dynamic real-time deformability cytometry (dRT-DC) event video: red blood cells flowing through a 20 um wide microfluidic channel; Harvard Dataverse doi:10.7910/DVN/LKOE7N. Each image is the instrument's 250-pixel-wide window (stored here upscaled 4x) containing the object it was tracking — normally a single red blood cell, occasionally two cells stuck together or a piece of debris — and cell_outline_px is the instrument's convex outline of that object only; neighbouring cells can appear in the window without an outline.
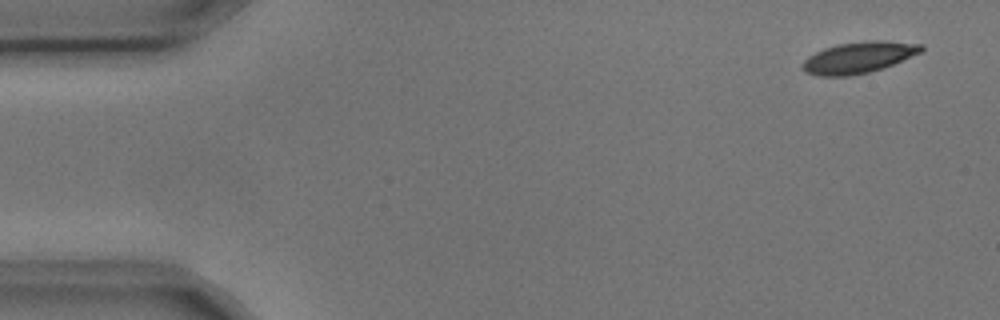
{"species": "common noctule bat (a hibernating species)", "species_latin": "Nyctalus noctula", "temperature_condition": "cold", "stored_images_in_passage": 7, "camera_frame_rate_fps": 3000, "um_per_image_px": 0.085, "animal": {"sex": "male", "body_mass_g": 17.9, "forearm_length_mm": 54.2}, "frame": {"image": 1, "passage_image": 1, "time_ms": 0.0, "image_size_px": [1000, 320], "cell_outline_px": [[924, 48], [920, 52], [892, 64], [868, 72], [848, 76], [816, 76], [804, 72], [800, 68], [800, 64], [808, 56], [824, 48], [836, 44], [864, 40], [884, 40], [924, 44]], "centroid_in_image_um": [72.92, 4.87], "position_along_channel_um": 12.1, "area_um2": 21.79}}
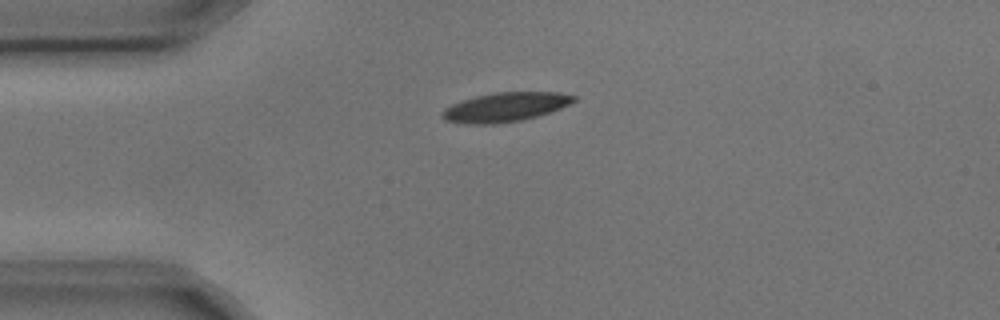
{"frame": {"image": 2, "passage_image": 4, "time_ms": 1.0, "image_size_px": [1000, 320], "cell_outline_px": [[576, 100], [560, 108], [536, 116], [520, 120], [496, 124], [464, 124], [444, 120], [440, 116], [440, 112], [444, 108], [452, 104], [476, 96], [496, 92], [560, 92], [576, 96]], "centroid_in_image_um": [42.9, 9.1], "position_along_channel_um": 42.1, "area_um2": 22.31}}
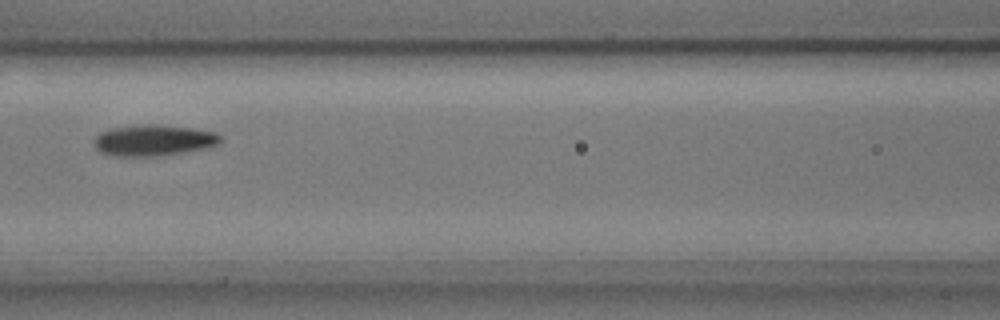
{"frame": {"image": 3, "passage_image": 7, "time_ms": 2.0, "image_size_px": [1000, 320], "cell_outline_px": [[224, 140], [220, 144], [204, 148], [180, 152], [152, 156], [116, 156], [100, 152], [96, 148], [96, 136], [100, 132], [112, 128], [132, 124], [156, 124], [192, 128], [216, 132]], "centroid_in_image_um": [13.07, 11.9], "position_along_channel_um": 153.5, "area_um2": 22.83}}